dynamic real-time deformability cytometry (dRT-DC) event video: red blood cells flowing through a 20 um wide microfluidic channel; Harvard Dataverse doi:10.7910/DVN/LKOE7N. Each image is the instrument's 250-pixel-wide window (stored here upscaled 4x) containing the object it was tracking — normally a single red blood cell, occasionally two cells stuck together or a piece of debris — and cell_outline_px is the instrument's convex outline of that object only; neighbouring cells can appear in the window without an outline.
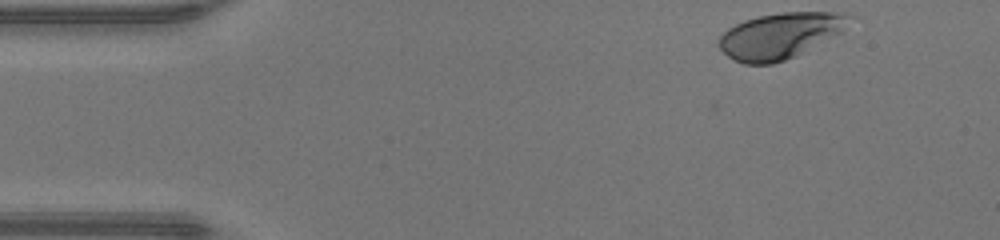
{"species": "human", "species_latin": "Homo sapiens", "temperature_condition": "warm", "stored_images_in_passage": 38, "camera_frame_rate_fps": 3000, "um_per_image_px": 0.085, "donor": {"sex": "male"}, "frame": {"image": 1, "passage_image": 1, "time_ms": 0.0, "image_size_px": [1000, 240], "cell_outline_px": [[856, 16], [840, 32], [796, 56], [772, 64], [744, 64], [728, 56], [716, 44], [720, 36], [728, 28], [744, 20], [760, 16], [784, 12], [832, 12]], "centroid_in_image_um": [66.29, 3.03], "position_along_channel_um": 18.7, "area_um2": 34.51}}
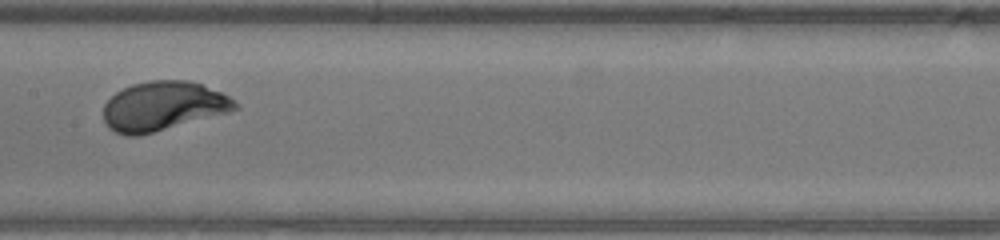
{"frame": {"image": 2, "passage_image": 20, "time_ms": 6.333, "image_size_px": [1000, 240], "cell_outline_px": [[240, 108], [228, 112], [140, 136], [128, 136], [116, 132], [108, 128], [104, 120], [104, 104], [116, 92], [132, 84], [152, 80], [188, 80], [224, 92], [236, 100], [240, 104]], "centroid_in_image_um": [13.9, 9.02], "position_along_channel_um": 193.5, "area_um2": 37.92}}
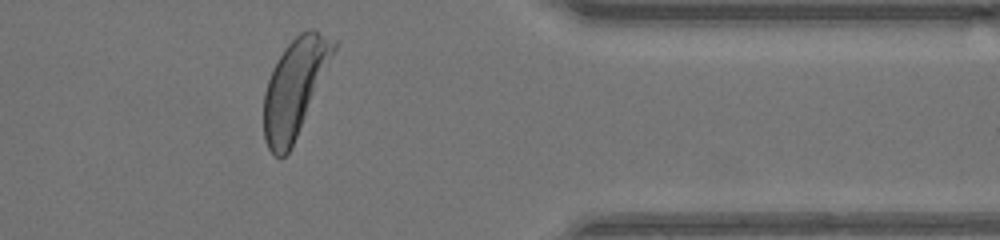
{"frame": {"image": 3, "passage_image": 35, "time_ms": 11.333, "image_size_px": [1000, 240], "cell_outline_px": [[336, 48], [296, 136], [288, 152], [280, 160], [268, 148], [264, 140], [264, 92], [272, 68], [284, 48], [300, 32], [308, 28], [316, 28], [336, 40]], "centroid_in_image_um": [25.03, 7.4], "position_along_channel_um": 386.4, "area_um2": 38.9}, "authors_computed_cell_mechanics": {"area_um2": 37.2521, "velocity_mm_per_s": 4.2546, "shape_relaxation_time_tau1_ms": 1.9671, "shape_relaxation_time_tau2_ms": null, "deformation_change_tau1": 0.1564, "deformation_change_tau2": null}}